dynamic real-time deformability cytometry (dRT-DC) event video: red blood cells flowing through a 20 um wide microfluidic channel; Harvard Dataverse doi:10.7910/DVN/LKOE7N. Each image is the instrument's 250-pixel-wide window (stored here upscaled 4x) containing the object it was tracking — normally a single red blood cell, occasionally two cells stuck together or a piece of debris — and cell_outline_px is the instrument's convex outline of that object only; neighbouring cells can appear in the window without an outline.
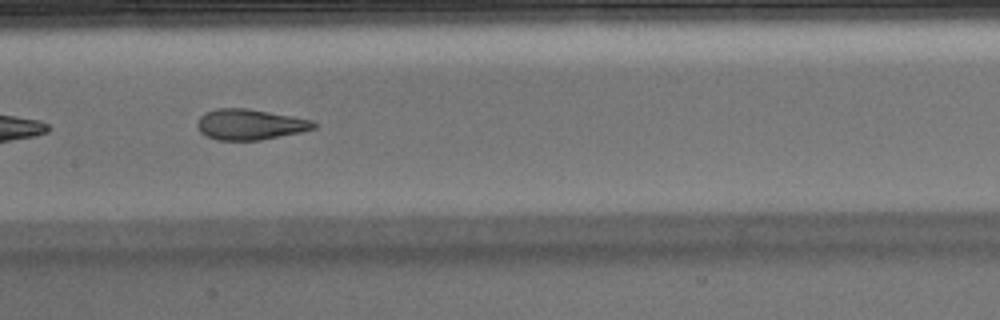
{"species": "Egyptian fruit bat (a non-hibernating species)", "species_latin": "Rousettus aegyptiacus", "temperature_condition": "warm", "stored_images_in_passage": 37, "camera_frame_rate_fps": 3000, "um_per_image_px": 0.085, "animal": {"sex": "male"}, "frame": {"image": 1, "passage_image": 11, "time_ms": 3.333, "image_size_px": [1000, 320], "cell_outline_px": [[320, 124], [316, 128], [300, 132], [260, 140], [216, 140], [204, 136], [200, 132], [196, 124], [200, 116], [204, 112], [216, 108], [248, 108], [292, 116], [312, 120]], "centroid_in_image_um": [21.23, 10.57], "position_along_channel_um": 186.2, "area_um2": 21.04}, "authors_computed_cell_mechanics": {"area_um2": 22.0796, "velocity_mm_per_s": 3.9509, "shape_relaxation_time_tau1_ms": 11.1244, "shape_relaxation_time_tau2_ms": 1.1721, "deformation_change_tau1": 0.3394, "deformation_change_tau2": 0.0789}}